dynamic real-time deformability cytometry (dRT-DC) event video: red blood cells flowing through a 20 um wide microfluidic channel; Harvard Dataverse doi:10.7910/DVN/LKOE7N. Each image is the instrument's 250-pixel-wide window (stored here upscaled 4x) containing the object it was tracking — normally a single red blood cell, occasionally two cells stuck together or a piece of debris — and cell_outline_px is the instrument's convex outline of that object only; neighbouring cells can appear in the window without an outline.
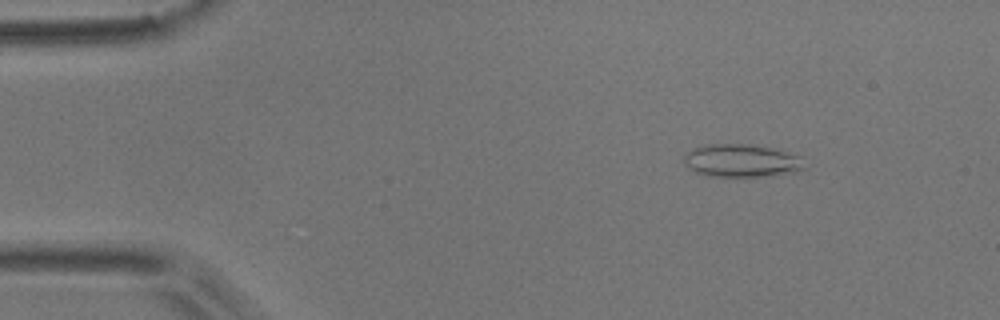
{"species": "common noctule bat (a hibernating species)", "species_latin": "Nyctalus noctula", "temperature_condition": "room temperature", "stored_images_in_passage": 31, "camera_frame_rate_fps": 3000, "um_per_image_px": 0.085, "animal": {"sex": "male", "body_mass_g": 17.9}, "frame": {"image": 1, "passage_image": 1, "time_ms": 0.0, "image_size_px": [1000, 320], "cell_outline_px": [[808, 168], [792, 172], [772, 176], [704, 176], [688, 168], [684, 164], [684, 156], [692, 148], [708, 144], [752, 144], [776, 148], [800, 156]], "centroid_in_image_um": [63.05, 13.65], "position_along_channel_um": 21.9, "area_um2": 23.47}}
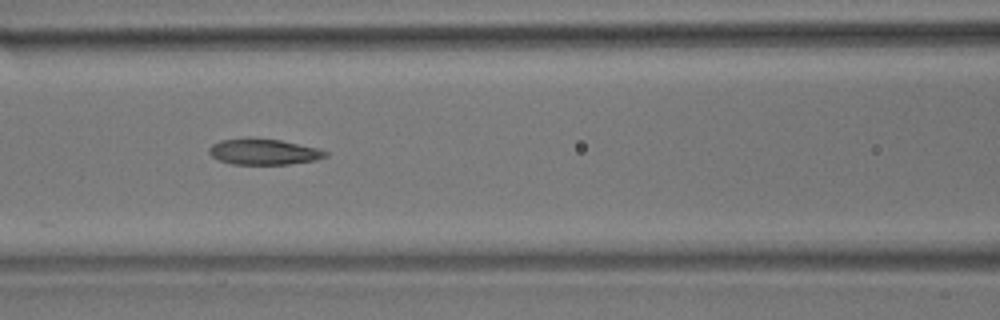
{"frame": {"image": 2, "passage_image": 17, "time_ms": 5.333, "image_size_px": [1000, 320], "cell_outline_px": [[328, 156], [316, 160], [288, 164], [232, 164], [220, 160], [212, 156], [208, 152], [208, 148], [212, 144], [220, 140], [248, 136], [280, 140], [320, 148], [328, 152]], "centroid_in_image_um": [22.41, 12.87], "position_along_channel_um": 144.2, "area_um2": 17.92}}
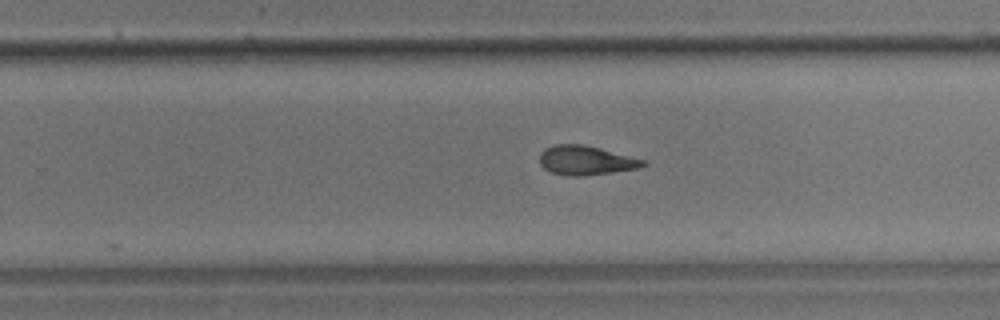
{"frame": {"image": 3, "passage_image": 28, "time_ms": 9.0, "image_size_px": [1000, 320], "cell_outline_px": [[648, 164], [636, 168], [580, 176], [568, 176], [552, 172], [544, 168], [540, 164], [540, 152], [544, 148], [556, 144], [584, 144], [600, 148], [644, 160]], "centroid_in_image_um": [49.74, 13.61], "position_along_channel_um": 280.1, "area_um2": 17.34}}